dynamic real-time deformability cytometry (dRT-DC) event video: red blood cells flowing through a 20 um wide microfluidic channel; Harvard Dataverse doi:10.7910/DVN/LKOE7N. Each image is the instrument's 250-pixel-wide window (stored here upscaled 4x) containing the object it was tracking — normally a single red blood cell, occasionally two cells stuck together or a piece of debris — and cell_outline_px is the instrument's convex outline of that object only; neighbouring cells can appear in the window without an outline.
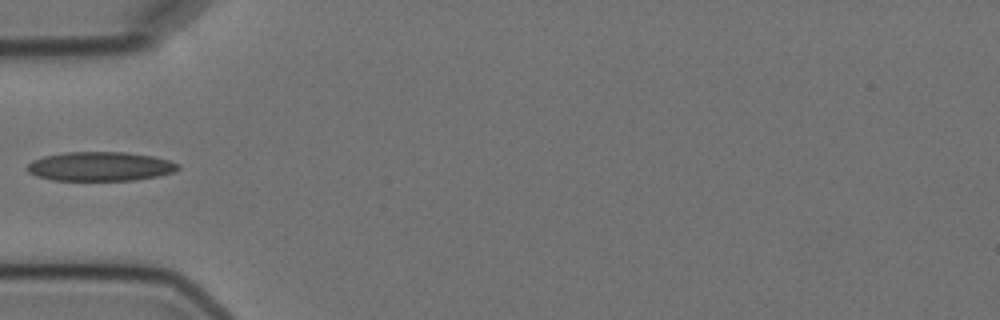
{"species": "Egyptian fruit bat (a non-hibernating species)", "species_latin": "Rousettus aegyptiacus", "temperature_condition": "cold", "stored_images_in_passage": 5, "camera_frame_rate_fps": 3000, "um_per_image_px": 0.085, "animal": {"sex": "female"}, "frame": {"image": 1, "passage_image": 5, "time_ms": 5.667, "image_size_px": [1000, 320], "cell_outline_px": [[180, 168], [172, 172], [160, 176], [136, 180], [52, 180], [36, 176], [28, 172], [24, 168], [32, 160], [44, 156], [64, 152], [124, 152], [152, 156], [168, 160], [180, 164]], "centroid_in_image_um": [8.49, 14.15], "position_along_channel_um": 76.5, "area_um2": 25.78}}